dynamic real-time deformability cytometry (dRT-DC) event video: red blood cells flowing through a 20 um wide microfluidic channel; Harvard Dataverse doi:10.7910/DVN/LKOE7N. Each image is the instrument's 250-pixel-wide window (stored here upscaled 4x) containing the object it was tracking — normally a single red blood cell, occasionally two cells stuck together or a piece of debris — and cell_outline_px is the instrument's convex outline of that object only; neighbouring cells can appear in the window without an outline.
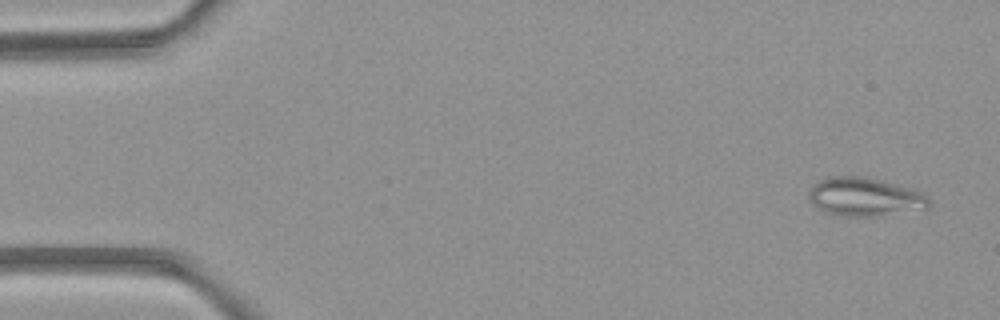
{"species": "common noctule bat (a hibernating species)", "species_latin": "Nyctalus noctula", "temperature_condition": "room temperature", "stored_images_in_passage": 5, "camera_frame_rate_fps": 3000, "um_per_image_px": 0.085, "animal": {"sex": "female", "body_mass_g": 21.9}, "frame": {"image": 1, "passage_image": 1, "time_ms": 0.0, "image_size_px": [1000, 320], "cell_outline_px": [[932, 204], [928, 208], [876, 216], [848, 216], [828, 212], [812, 204], [808, 196], [808, 192], [812, 184], [828, 176], [864, 176], [912, 188], [928, 196]], "centroid_in_image_um": [73.52, 16.72], "position_along_channel_um": 11.5, "area_um2": 26.93}}